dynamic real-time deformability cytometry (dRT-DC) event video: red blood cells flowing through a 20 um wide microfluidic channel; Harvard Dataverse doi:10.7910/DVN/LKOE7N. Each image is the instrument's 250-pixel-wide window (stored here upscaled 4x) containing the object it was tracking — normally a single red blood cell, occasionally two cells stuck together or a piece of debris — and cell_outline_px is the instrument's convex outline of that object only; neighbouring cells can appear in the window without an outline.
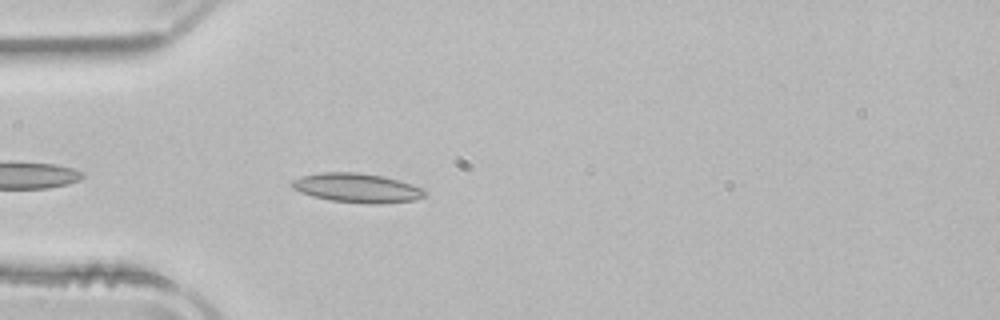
{"species": "common noctule bat (a hibernating species)", "species_latin": "Nyctalus noctula", "temperature_condition": "room temperature", "stored_images_in_passage": 7, "camera_frame_rate_fps": 3000, "um_per_image_px": 0.085, "animal": {"sex": "male", "body_mass_g": 21.5, "forearm_length_mm": 52.0}, "frame": {"image": 1, "passage_image": 3, "time_ms": 0.667, "image_size_px": [1000, 320], "cell_outline_px": [[424, 196], [416, 200], [380, 204], [368, 204], [332, 200], [312, 196], [300, 192], [292, 188], [292, 180], [300, 176], [320, 172], [356, 172], [384, 176], [412, 184], [420, 188], [424, 192]], "centroid_in_image_um": [30.32, 15.97], "position_along_channel_um": 54.7, "area_um2": 22.6}}